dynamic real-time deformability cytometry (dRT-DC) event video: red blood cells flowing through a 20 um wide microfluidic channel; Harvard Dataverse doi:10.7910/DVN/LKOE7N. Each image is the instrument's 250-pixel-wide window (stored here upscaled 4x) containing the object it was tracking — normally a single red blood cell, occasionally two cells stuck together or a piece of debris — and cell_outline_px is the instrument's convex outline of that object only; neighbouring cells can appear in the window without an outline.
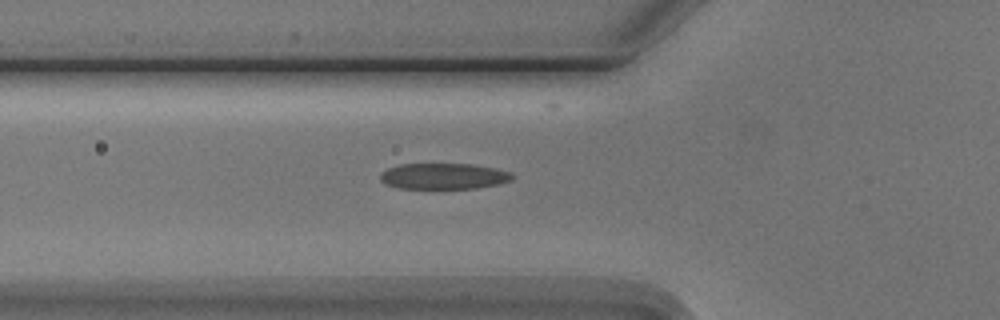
{"species": "Egyptian fruit bat (a non-hibernating species)", "species_latin": "Rousettus aegyptiacus", "temperature_condition": "cold", "stored_images_in_passage": 4, "camera_frame_rate_fps": 3000, "um_per_image_px": 0.085, "animal": {"sex": "male"}, "frame": {"image": 1, "passage_image": 4, "time_ms": 3.667, "image_size_px": [1000, 320], "cell_outline_px": [[512, 180], [496, 184], [476, 188], [396, 188], [384, 184], [380, 180], [380, 172], [388, 168], [400, 164], [472, 164], [512, 172]], "centroid_in_image_um": [37.64, 14.97], "position_along_channel_um": 88.2, "area_um2": 19.88}}